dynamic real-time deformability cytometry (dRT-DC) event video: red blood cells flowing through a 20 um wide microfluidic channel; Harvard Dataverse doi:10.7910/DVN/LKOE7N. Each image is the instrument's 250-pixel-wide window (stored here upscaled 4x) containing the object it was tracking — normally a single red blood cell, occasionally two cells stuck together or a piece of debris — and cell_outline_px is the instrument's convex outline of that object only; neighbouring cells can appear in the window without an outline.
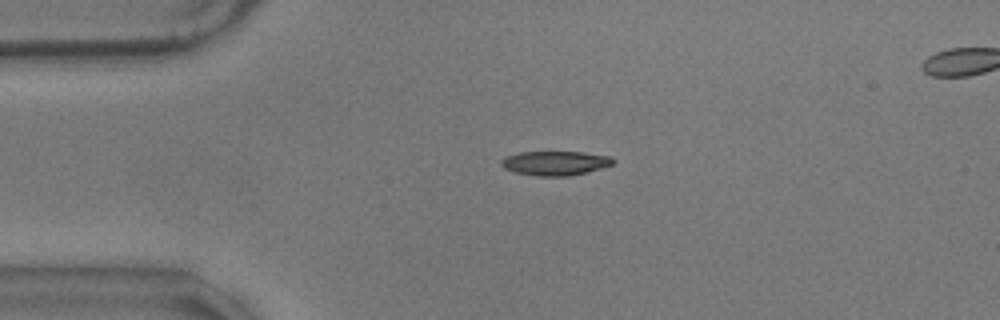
{"species": "common noctule bat (a hibernating species)", "species_latin": "Nyctalus noctula", "temperature_condition": "warm", "stored_images_in_passage": 45, "camera_frame_rate_fps": 3000, "um_per_image_px": 0.085, "animal": {"sex": "male", "body_mass_g": 17.9}, "frame": {"image": 1, "passage_image": 5, "time_ms": 1.333, "image_size_px": [1000, 320], "cell_outline_px": [[616, 160], [612, 164], [588, 172], [568, 176], [536, 176], [516, 172], [504, 168], [500, 164], [500, 160], [504, 156], [520, 152], [580, 152], [612, 156]], "centroid_in_image_um": [47.18, 13.86], "position_along_channel_um": 37.8, "area_um2": 15.9}}
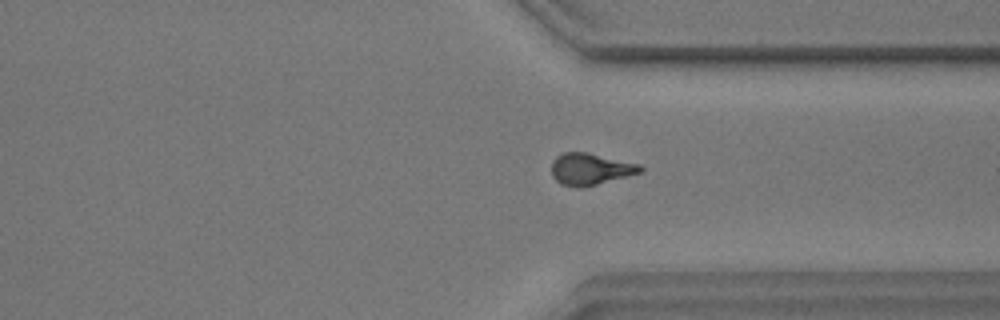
{"frame": {"image": 2, "passage_image": 35, "time_ms": 11.333, "image_size_px": [1000, 320], "cell_outline_px": [[644, 172], [584, 188], [580, 188], [560, 184], [552, 176], [552, 160], [556, 156], [564, 152], [588, 152], [640, 164], [644, 168]], "centroid_in_image_um": [50.21, 14.38], "position_along_channel_um": 361.2, "area_um2": 16.76}}
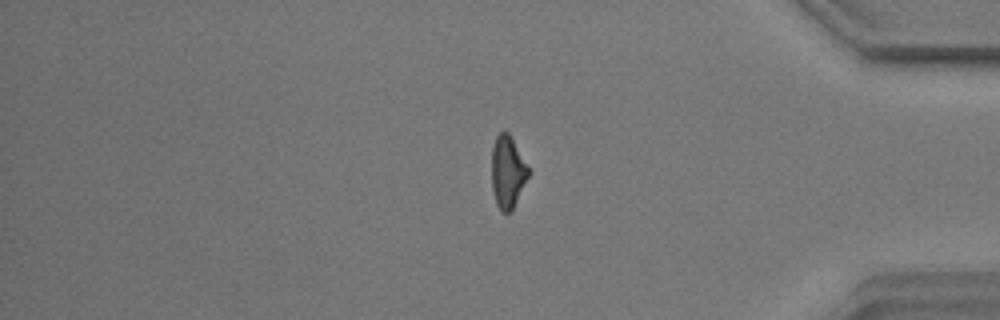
{"frame": {"image": 3, "passage_image": 40, "time_ms": 13.0, "image_size_px": [1000, 320], "cell_outline_px": [[532, 172], [512, 212], [504, 212], [496, 204], [492, 188], [492, 148], [496, 136], [500, 132], [508, 132]], "centroid_in_image_um": [43.18, 14.64], "position_along_channel_um": 392.0, "area_um2": 15.72}, "authors_computed_cell_mechanics": {"area_um2": 16.0684, "velocity_mm_per_s": 3.4968, "shape_relaxation_time_tau1_ms": 7.1799, "shape_relaxation_time_tau2_ms": 3.2313, "deformation_change_tau1": 0.2164, "deformation_change_tau2": 0.1053}}